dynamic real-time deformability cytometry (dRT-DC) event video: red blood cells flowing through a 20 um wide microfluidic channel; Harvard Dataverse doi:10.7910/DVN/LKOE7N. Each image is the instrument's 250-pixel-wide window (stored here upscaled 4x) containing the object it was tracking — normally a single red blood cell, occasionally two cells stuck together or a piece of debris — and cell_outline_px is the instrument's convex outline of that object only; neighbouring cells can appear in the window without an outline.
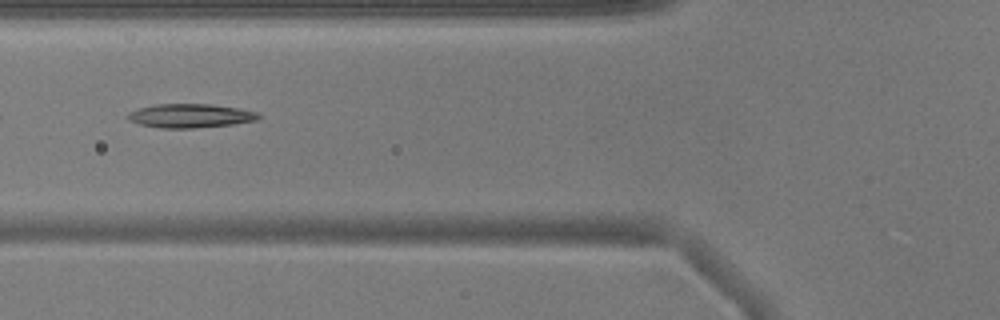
{"species": "common noctule bat (a hibernating species)", "species_latin": "Nyctalus noctula", "temperature_condition": "warm", "stored_images_in_passage": 37, "camera_frame_rate_fps": 3000, "um_per_image_px": 0.085, "animal": {"sex": "male", "body_mass_g": 17.9}, "frame": {"image": 1, "passage_image": 5, "time_ms": 1.333, "image_size_px": [1000, 320], "cell_outline_px": [[260, 116], [256, 120], [232, 124], [192, 128], [164, 128], [140, 124], [128, 120], [124, 116], [140, 108], [156, 104], [212, 104], [240, 108], [256, 112]], "centroid_in_image_um": [16.17, 9.83], "position_along_channel_um": 109.6, "area_um2": 17.98}}
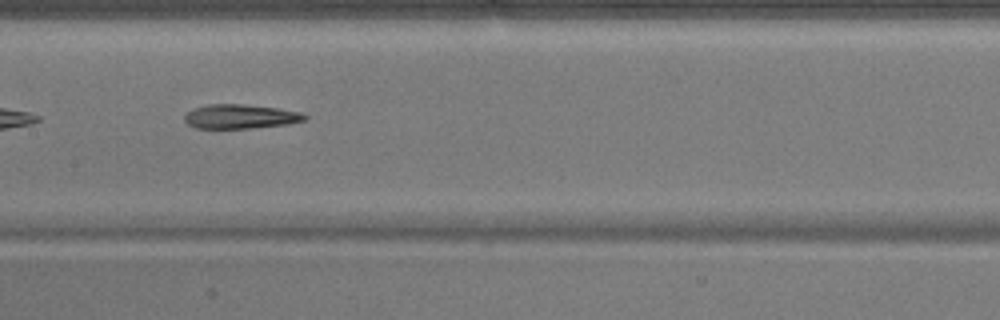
{"frame": {"image": 2, "passage_image": 11, "time_ms": 3.333, "image_size_px": [1000, 320], "cell_outline_px": [[308, 116], [304, 120], [288, 124], [248, 128], [196, 128], [188, 124], [184, 120], [184, 116], [188, 112], [196, 108], [208, 104], [244, 104], [276, 108], [300, 112]], "centroid_in_image_um": [20.42, 9.9], "position_along_channel_um": 187.0, "area_um2": 16.76}}
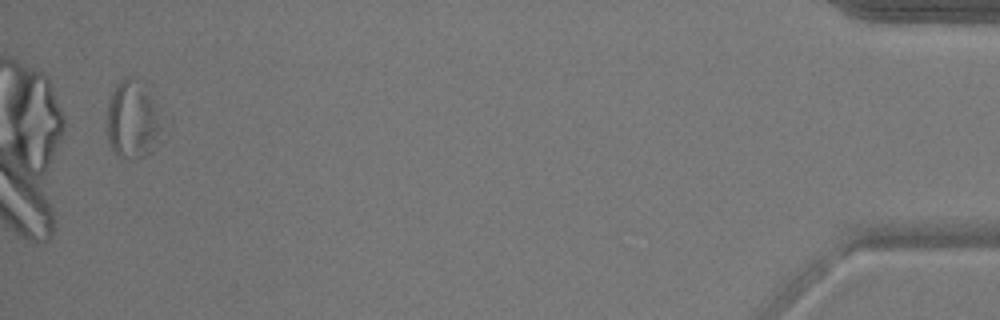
{"frame": {"image": 3, "passage_image": 36, "time_ms": 11.667, "image_size_px": [1000, 320], "cell_outline_px": [[160, 128], [152, 152], [144, 156], [132, 160], [120, 156], [112, 148], [108, 136], [104, 120], [108, 104], [112, 92], [116, 84], [124, 76], [132, 76], [152, 100], [156, 112]], "centroid_in_image_um": [11.16, 10.21], "position_along_channel_um": 424.0, "area_um2": 24.1}, "authors_computed_cell_mechanics": {"area_um2": 18.6116, "velocity_mm_per_s": 3.8586, "shape_relaxation_time_tau1_ms": null, "shape_relaxation_time_tau2_ms": 4.5181, "deformation_change_tau1": null, "deformation_change_tau2": 0.1785}}